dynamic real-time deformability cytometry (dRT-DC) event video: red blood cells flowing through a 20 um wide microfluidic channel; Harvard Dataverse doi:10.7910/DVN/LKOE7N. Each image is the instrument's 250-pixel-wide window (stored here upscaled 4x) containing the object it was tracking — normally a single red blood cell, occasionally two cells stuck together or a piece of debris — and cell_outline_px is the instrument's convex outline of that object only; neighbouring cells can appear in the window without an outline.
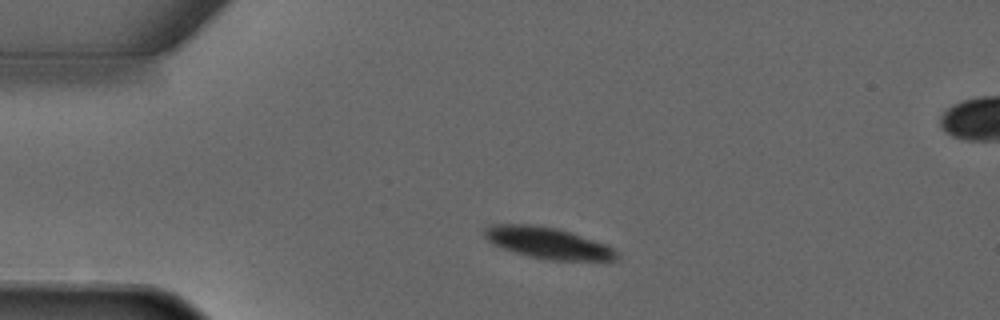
{"species": "common noctule bat (a hibernating species)", "species_latin": "Nyctalus noctula", "temperature_condition": "warm", "stored_images_in_passage": 2, "camera_frame_rate_fps": 3000, "um_per_image_px": 0.085, "animal": {"sex": "male", "forearm_length_mm": 52.5}, "frame": {"image": 1, "passage_image": 1, "time_ms": 0.0, "image_size_px": [1000, 320], "cell_outline_px": [[616, 260], [548, 260], [516, 252], [492, 244], [484, 236], [484, 228], [496, 224], [532, 224], [556, 228], [572, 232], [608, 244], [616, 252]], "centroid_in_image_um": [46.58, 20.63], "position_along_channel_um": 38.4, "area_um2": 23.93}}